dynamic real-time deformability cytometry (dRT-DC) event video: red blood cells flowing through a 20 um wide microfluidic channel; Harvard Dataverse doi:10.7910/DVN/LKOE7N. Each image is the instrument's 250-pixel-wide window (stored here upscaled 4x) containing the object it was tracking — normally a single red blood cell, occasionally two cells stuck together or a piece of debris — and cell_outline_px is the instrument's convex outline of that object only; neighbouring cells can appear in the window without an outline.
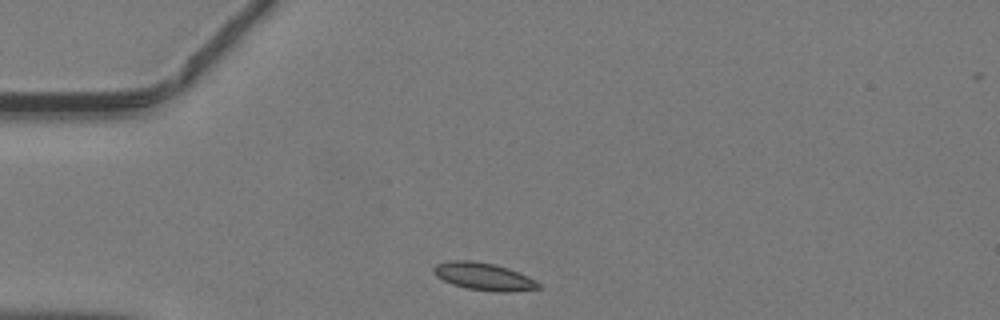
{"species": "common noctule bat (a hibernating species)", "species_latin": "Nyctalus noctula", "temperature_condition": "warm", "stored_images_in_passage": 35, "camera_frame_rate_fps": 3000, "um_per_image_px": 0.085, "animal": {"sex": "male", "body_mass_g": 19.2, "forearm_length_mm": 51.8}, "frame": {"image": 1, "passage_image": 1, "time_ms": 0.0, "image_size_px": [1000, 320], "cell_outline_px": [[540, 288], [508, 292], [496, 292], [468, 288], [452, 284], [436, 276], [432, 272], [432, 268], [436, 264], [448, 260], [472, 260], [496, 264], [508, 268], [528, 276], [536, 280], [540, 284]], "centroid_in_image_um": [41.1, 23.49], "position_along_channel_um": 43.9, "area_um2": 16.88}}
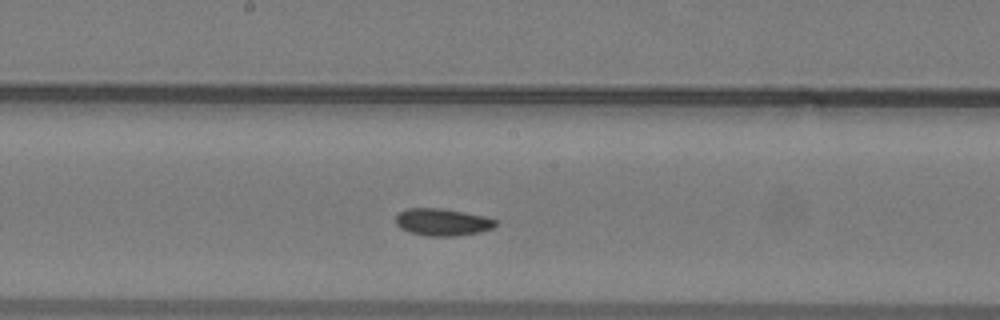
{"frame": {"image": 2, "passage_image": 14, "time_ms": 4.333, "image_size_px": [1000, 320], "cell_outline_px": [[496, 228], [480, 232], [456, 236], [428, 236], [408, 232], [400, 228], [396, 224], [396, 212], [404, 208], [440, 208], [464, 212], [484, 216], [496, 220]], "centroid_in_image_um": [37.58, 18.88], "position_along_channel_um": 210.6, "area_um2": 16.07}}
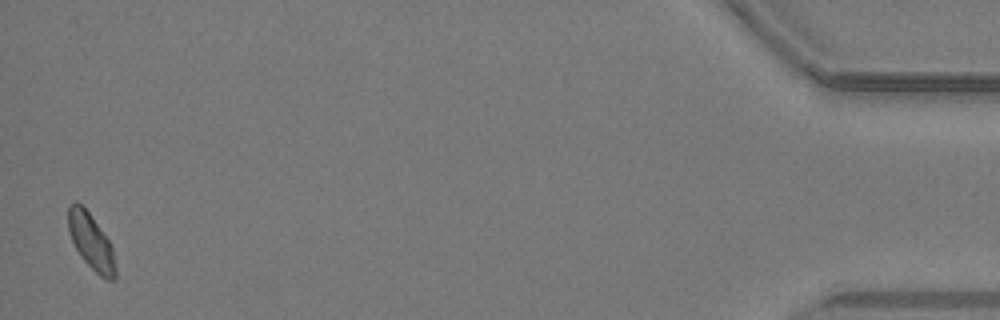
{"frame": {"image": 3, "passage_image": 35, "time_ms": 11.333, "image_size_px": [1000, 320], "cell_outline_px": [[116, 280], [104, 280], [80, 256], [68, 232], [68, 208], [76, 200], [88, 212], [108, 240], [112, 248], [116, 268]], "centroid_in_image_um": [7.74, 20.58], "position_along_channel_um": 427.5, "area_um2": 15.09}}